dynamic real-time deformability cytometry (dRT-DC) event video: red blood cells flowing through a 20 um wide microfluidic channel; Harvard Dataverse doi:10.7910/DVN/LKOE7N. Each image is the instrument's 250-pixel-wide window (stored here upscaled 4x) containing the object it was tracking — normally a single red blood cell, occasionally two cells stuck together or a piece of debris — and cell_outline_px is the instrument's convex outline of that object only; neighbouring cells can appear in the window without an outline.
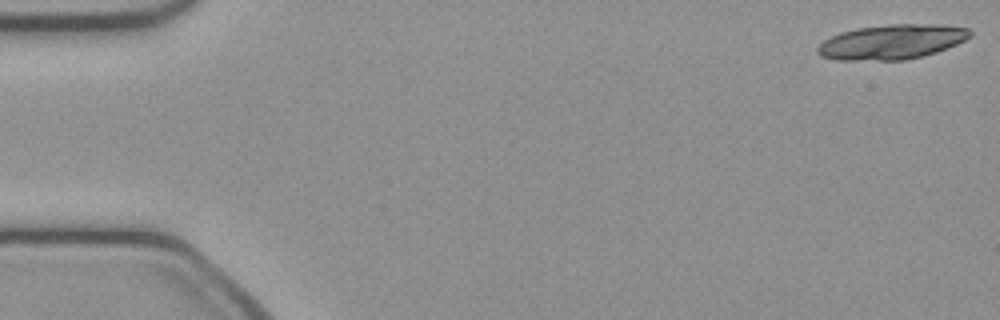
{"species": "common noctule bat (a hibernating species)", "species_latin": "Nyctalus noctula", "temperature_condition": "cold", "stored_images_in_passage": 17, "camera_frame_rate_fps": 3000, "um_per_image_px": 0.085, "animal": {"sex": "female", "body_mass_g": 21.9}, "frame": {"image": 1, "passage_image": 1, "time_ms": 0.0, "image_size_px": [1000, 320], "cell_outline_px": [[972, 36], [956, 44], [936, 52], [924, 56], [904, 60], [836, 60], [820, 56], [816, 52], [816, 48], [824, 40], [840, 32], [856, 28], [888, 24], [932, 24], [968, 28], [972, 32]], "centroid_in_image_um": [75.77, 3.56], "position_along_channel_um": 9.2, "area_um2": 30.92}}